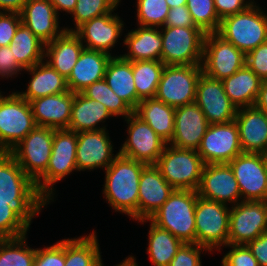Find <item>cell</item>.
Here are the masks:
<instances>
[{
    "label": "cell",
    "instance_id": "6da1fadb",
    "mask_svg": "<svg viewBox=\"0 0 267 266\" xmlns=\"http://www.w3.org/2000/svg\"><path fill=\"white\" fill-rule=\"evenodd\" d=\"M146 164L118 155L104 170L102 189L106 203L115 211L138 221L139 180Z\"/></svg>",
    "mask_w": 267,
    "mask_h": 266
},
{
    "label": "cell",
    "instance_id": "7a4b0ae2",
    "mask_svg": "<svg viewBox=\"0 0 267 266\" xmlns=\"http://www.w3.org/2000/svg\"><path fill=\"white\" fill-rule=\"evenodd\" d=\"M196 190L175 189L165 203L149 218L161 229L169 231L184 243L196 244Z\"/></svg>",
    "mask_w": 267,
    "mask_h": 266
},
{
    "label": "cell",
    "instance_id": "3957f363",
    "mask_svg": "<svg viewBox=\"0 0 267 266\" xmlns=\"http://www.w3.org/2000/svg\"><path fill=\"white\" fill-rule=\"evenodd\" d=\"M259 5L223 18L217 32L245 55L267 42V12Z\"/></svg>",
    "mask_w": 267,
    "mask_h": 266
},
{
    "label": "cell",
    "instance_id": "277c9868",
    "mask_svg": "<svg viewBox=\"0 0 267 266\" xmlns=\"http://www.w3.org/2000/svg\"><path fill=\"white\" fill-rule=\"evenodd\" d=\"M76 148V132L54 129L52 152L46 172L35 182L38 192L49 203L56 198L55 184L77 171Z\"/></svg>",
    "mask_w": 267,
    "mask_h": 266
},
{
    "label": "cell",
    "instance_id": "5b68a950",
    "mask_svg": "<svg viewBox=\"0 0 267 266\" xmlns=\"http://www.w3.org/2000/svg\"><path fill=\"white\" fill-rule=\"evenodd\" d=\"M155 166L174 189L197 190L205 163L197 150L167 144Z\"/></svg>",
    "mask_w": 267,
    "mask_h": 266
},
{
    "label": "cell",
    "instance_id": "8992f818",
    "mask_svg": "<svg viewBox=\"0 0 267 266\" xmlns=\"http://www.w3.org/2000/svg\"><path fill=\"white\" fill-rule=\"evenodd\" d=\"M0 94V152H10L37 127L30 103L15 90Z\"/></svg>",
    "mask_w": 267,
    "mask_h": 266
},
{
    "label": "cell",
    "instance_id": "52a82bcc",
    "mask_svg": "<svg viewBox=\"0 0 267 266\" xmlns=\"http://www.w3.org/2000/svg\"><path fill=\"white\" fill-rule=\"evenodd\" d=\"M165 65H201L205 33L198 27H160Z\"/></svg>",
    "mask_w": 267,
    "mask_h": 266
},
{
    "label": "cell",
    "instance_id": "ba28073f",
    "mask_svg": "<svg viewBox=\"0 0 267 266\" xmlns=\"http://www.w3.org/2000/svg\"><path fill=\"white\" fill-rule=\"evenodd\" d=\"M231 207L219 202L197 198L195 208L196 244L210 252L228 245Z\"/></svg>",
    "mask_w": 267,
    "mask_h": 266
},
{
    "label": "cell",
    "instance_id": "9c48e42d",
    "mask_svg": "<svg viewBox=\"0 0 267 266\" xmlns=\"http://www.w3.org/2000/svg\"><path fill=\"white\" fill-rule=\"evenodd\" d=\"M201 65H165L155 98L178 108L194 103Z\"/></svg>",
    "mask_w": 267,
    "mask_h": 266
},
{
    "label": "cell",
    "instance_id": "30bf717a",
    "mask_svg": "<svg viewBox=\"0 0 267 266\" xmlns=\"http://www.w3.org/2000/svg\"><path fill=\"white\" fill-rule=\"evenodd\" d=\"M53 137L54 129L37 126L9 152L34 183L46 172Z\"/></svg>",
    "mask_w": 267,
    "mask_h": 266
},
{
    "label": "cell",
    "instance_id": "8fae6325",
    "mask_svg": "<svg viewBox=\"0 0 267 266\" xmlns=\"http://www.w3.org/2000/svg\"><path fill=\"white\" fill-rule=\"evenodd\" d=\"M124 120L128 124L127 138L118 153L146 165H155L167 143L134 113Z\"/></svg>",
    "mask_w": 267,
    "mask_h": 266
},
{
    "label": "cell",
    "instance_id": "7c38bea8",
    "mask_svg": "<svg viewBox=\"0 0 267 266\" xmlns=\"http://www.w3.org/2000/svg\"><path fill=\"white\" fill-rule=\"evenodd\" d=\"M241 201H267V154L242 152L228 163Z\"/></svg>",
    "mask_w": 267,
    "mask_h": 266
},
{
    "label": "cell",
    "instance_id": "4fadbf2b",
    "mask_svg": "<svg viewBox=\"0 0 267 266\" xmlns=\"http://www.w3.org/2000/svg\"><path fill=\"white\" fill-rule=\"evenodd\" d=\"M246 55L217 33L204 38L202 72L214 79L224 80L245 65Z\"/></svg>",
    "mask_w": 267,
    "mask_h": 266
},
{
    "label": "cell",
    "instance_id": "5bb4252c",
    "mask_svg": "<svg viewBox=\"0 0 267 266\" xmlns=\"http://www.w3.org/2000/svg\"><path fill=\"white\" fill-rule=\"evenodd\" d=\"M267 231V201H241L231 207L228 244L246 245Z\"/></svg>",
    "mask_w": 267,
    "mask_h": 266
},
{
    "label": "cell",
    "instance_id": "9a60e30c",
    "mask_svg": "<svg viewBox=\"0 0 267 266\" xmlns=\"http://www.w3.org/2000/svg\"><path fill=\"white\" fill-rule=\"evenodd\" d=\"M205 164L229 163L243 152L235 120L209 124L197 149Z\"/></svg>",
    "mask_w": 267,
    "mask_h": 266
},
{
    "label": "cell",
    "instance_id": "2e32d148",
    "mask_svg": "<svg viewBox=\"0 0 267 266\" xmlns=\"http://www.w3.org/2000/svg\"><path fill=\"white\" fill-rule=\"evenodd\" d=\"M114 144L107 129L77 133V172L105 170L119 155L114 154Z\"/></svg>",
    "mask_w": 267,
    "mask_h": 266
},
{
    "label": "cell",
    "instance_id": "e0dca14e",
    "mask_svg": "<svg viewBox=\"0 0 267 266\" xmlns=\"http://www.w3.org/2000/svg\"><path fill=\"white\" fill-rule=\"evenodd\" d=\"M195 103L209 124L231 122L235 120L238 110L225 93L222 81L211 78L203 72L199 76Z\"/></svg>",
    "mask_w": 267,
    "mask_h": 266
},
{
    "label": "cell",
    "instance_id": "ac0fdd59",
    "mask_svg": "<svg viewBox=\"0 0 267 266\" xmlns=\"http://www.w3.org/2000/svg\"><path fill=\"white\" fill-rule=\"evenodd\" d=\"M198 196L225 204L230 207L241 202L238 182L228 163L205 164L200 184L196 190Z\"/></svg>",
    "mask_w": 267,
    "mask_h": 266
},
{
    "label": "cell",
    "instance_id": "d6986e66",
    "mask_svg": "<svg viewBox=\"0 0 267 266\" xmlns=\"http://www.w3.org/2000/svg\"><path fill=\"white\" fill-rule=\"evenodd\" d=\"M125 22L114 11L95 17L80 25L74 33L79 37L85 48L103 51L111 56L119 38H122ZM111 51V53H110Z\"/></svg>",
    "mask_w": 267,
    "mask_h": 266
},
{
    "label": "cell",
    "instance_id": "ffe728a7",
    "mask_svg": "<svg viewBox=\"0 0 267 266\" xmlns=\"http://www.w3.org/2000/svg\"><path fill=\"white\" fill-rule=\"evenodd\" d=\"M47 204L46 199L0 200V239L28 234L33 219Z\"/></svg>",
    "mask_w": 267,
    "mask_h": 266
},
{
    "label": "cell",
    "instance_id": "44dd1931",
    "mask_svg": "<svg viewBox=\"0 0 267 266\" xmlns=\"http://www.w3.org/2000/svg\"><path fill=\"white\" fill-rule=\"evenodd\" d=\"M208 127L204 113L195 102L175 108L174 134L168 144L197 150Z\"/></svg>",
    "mask_w": 267,
    "mask_h": 266
},
{
    "label": "cell",
    "instance_id": "7402d4cb",
    "mask_svg": "<svg viewBox=\"0 0 267 266\" xmlns=\"http://www.w3.org/2000/svg\"><path fill=\"white\" fill-rule=\"evenodd\" d=\"M45 199L9 152L0 153V200Z\"/></svg>",
    "mask_w": 267,
    "mask_h": 266
},
{
    "label": "cell",
    "instance_id": "603a6c76",
    "mask_svg": "<svg viewBox=\"0 0 267 266\" xmlns=\"http://www.w3.org/2000/svg\"><path fill=\"white\" fill-rule=\"evenodd\" d=\"M174 190L155 165H146L139 180L138 221L149 219Z\"/></svg>",
    "mask_w": 267,
    "mask_h": 266
},
{
    "label": "cell",
    "instance_id": "cb8c5ba5",
    "mask_svg": "<svg viewBox=\"0 0 267 266\" xmlns=\"http://www.w3.org/2000/svg\"><path fill=\"white\" fill-rule=\"evenodd\" d=\"M20 16L22 23L45 44L65 31L63 26L60 27V16L49 0H28Z\"/></svg>",
    "mask_w": 267,
    "mask_h": 266
},
{
    "label": "cell",
    "instance_id": "d4e9b609",
    "mask_svg": "<svg viewBox=\"0 0 267 266\" xmlns=\"http://www.w3.org/2000/svg\"><path fill=\"white\" fill-rule=\"evenodd\" d=\"M235 122L243 152L267 154V114L255 106L243 107Z\"/></svg>",
    "mask_w": 267,
    "mask_h": 266
},
{
    "label": "cell",
    "instance_id": "484cf974",
    "mask_svg": "<svg viewBox=\"0 0 267 266\" xmlns=\"http://www.w3.org/2000/svg\"><path fill=\"white\" fill-rule=\"evenodd\" d=\"M74 93L67 91L31 100L32 113L38 127L68 129Z\"/></svg>",
    "mask_w": 267,
    "mask_h": 266
},
{
    "label": "cell",
    "instance_id": "4316f807",
    "mask_svg": "<svg viewBox=\"0 0 267 266\" xmlns=\"http://www.w3.org/2000/svg\"><path fill=\"white\" fill-rule=\"evenodd\" d=\"M111 57L106 52L84 48L67 78L69 91L81 93L92 83L104 79Z\"/></svg>",
    "mask_w": 267,
    "mask_h": 266
},
{
    "label": "cell",
    "instance_id": "83f0119b",
    "mask_svg": "<svg viewBox=\"0 0 267 266\" xmlns=\"http://www.w3.org/2000/svg\"><path fill=\"white\" fill-rule=\"evenodd\" d=\"M125 54H120L128 61H161L162 36L158 27L138 26L124 34Z\"/></svg>",
    "mask_w": 267,
    "mask_h": 266
},
{
    "label": "cell",
    "instance_id": "f1b7e54d",
    "mask_svg": "<svg viewBox=\"0 0 267 266\" xmlns=\"http://www.w3.org/2000/svg\"><path fill=\"white\" fill-rule=\"evenodd\" d=\"M84 48L74 32L64 31L45 44L44 61L67 79Z\"/></svg>",
    "mask_w": 267,
    "mask_h": 266
},
{
    "label": "cell",
    "instance_id": "f546056e",
    "mask_svg": "<svg viewBox=\"0 0 267 266\" xmlns=\"http://www.w3.org/2000/svg\"><path fill=\"white\" fill-rule=\"evenodd\" d=\"M30 75L29 83L25 91H16L28 102L39 97L55 95L69 91L67 79L60 75L46 61L25 69L24 73Z\"/></svg>",
    "mask_w": 267,
    "mask_h": 266
},
{
    "label": "cell",
    "instance_id": "4dcf8cb0",
    "mask_svg": "<svg viewBox=\"0 0 267 266\" xmlns=\"http://www.w3.org/2000/svg\"><path fill=\"white\" fill-rule=\"evenodd\" d=\"M110 117L113 116L101 102L87 98L82 92L74 93L68 130L79 133L107 129L103 123Z\"/></svg>",
    "mask_w": 267,
    "mask_h": 266
},
{
    "label": "cell",
    "instance_id": "1f68e13d",
    "mask_svg": "<svg viewBox=\"0 0 267 266\" xmlns=\"http://www.w3.org/2000/svg\"><path fill=\"white\" fill-rule=\"evenodd\" d=\"M133 113L146 122L167 144L174 134L175 108L156 98L141 100Z\"/></svg>",
    "mask_w": 267,
    "mask_h": 266
},
{
    "label": "cell",
    "instance_id": "d6a6232c",
    "mask_svg": "<svg viewBox=\"0 0 267 266\" xmlns=\"http://www.w3.org/2000/svg\"><path fill=\"white\" fill-rule=\"evenodd\" d=\"M262 81L245 64L233 75L222 80V83L225 93L237 109H239L254 106Z\"/></svg>",
    "mask_w": 267,
    "mask_h": 266
},
{
    "label": "cell",
    "instance_id": "836d02e7",
    "mask_svg": "<svg viewBox=\"0 0 267 266\" xmlns=\"http://www.w3.org/2000/svg\"><path fill=\"white\" fill-rule=\"evenodd\" d=\"M104 80L133 110L137 107L132 61L125 60L121 56H112L106 66Z\"/></svg>",
    "mask_w": 267,
    "mask_h": 266
},
{
    "label": "cell",
    "instance_id": "e575fe53",
    "mask_svg": "<svg viewBox=\"0 0 267 266\" xmlns=\"http://www.w3.org/2000/svg\"><path fill=\"white\" fill-rule=\"evenodd\" d=\"M142 225L149 222L148 247L146 248L153 266H168L179 248L184 244L169 231L153 224L149 219L137 221Z\"/></svg>",
    "mask_w": 267,
    "mask_h": 266
},
{
    "label": "cell",
    "instance_id": "d590c367",
    "mask_svg": "<svg viewBox=\"0 0 267 266\" xmlns=\"http://www.w3.org/2000/svg\"><path fill=\"white\" fill-rule=\"evenodd\" d=\"M96 230L88 235L65 239L64 266H100L103 262Z\"/></svg>",
    "mask_w": 267,
    "mask_h": 266
},
{
    "label": "cell",
    "instance_id": "8d00e7d4",
    "mask_svg": "<svg viewBox=\"0 0 267 266\" xmlns=\"http://www.w3.org/2000/svg\"><path fill=\"white\" fill-rule=\"evenodd\" d=\"M9 47L16 57L17 63L24 70L45 59V43L23 23L16 30Z\"/></svg>",
    "mask_w": 267,
    "mask_h": 266
},
{
    "label": "cell",
    "instance_id": "74e56055",
    "mask_svg": "<svg viewBox=\"0 0 267 266\" xmlns=\"http://www.w3.org/2000/svg\"><path fill=\"white\" fill-rule=\"evenodd\" d=\"M164 66L162 61H132L137 105L143 99L155 98Z\"/></svg>",
    "mask_w": 267,
    "mask_h": 266
},
{
    "label": "cell",
    "instance_id": "f35d334b",
    "mask_svg": "<svg viewBox=\"0 0 267 266\" xmlns=\"http://www.w3.org/2000/svg\"><path fill=\"white\" fill-rule=\"evenodd\" d=\"M36 248L27 242V234L0 239V266H34Z\"/></svg>",
    "mask_w": 267,
    "mask_h": 266
},
{
    "label": "cell",
    "instance_id": "ab89813d",
    "mask_svg": "<svg viewBox=\"0 0 267 266\" xmlns=\"http://www.w3.org/2000/svg\"><path fill=\"white\" fill-rule=\"evenodd\" d=\"M82 93L87 98L101 102L113 117L125 119L133 113V109L113 92L104 79L92 83Z\"/></svg>",
    "mask_w": 267,
    "mask_h": 266
},
{
    "label": "cell",
    "instance_id": "60d3db41",
    "mask_svg": "<svg viewBox=\"0 0 267 266\" xmlns=\"http://www.w3.org/2000/svg\"><path fill=\"white\" fill-rule=\"evenodd\" d=\"M120 2L121 0H77L75 9L70 14L73 17L74 28L67 25L66 27L64 26L65 31L74 32L83 23L103 14L116 11L118 6L121 5Z\"/></svg>",
    "mask_w": 267,
    "mask_h": 266
},
{
    "label": "cell",
    "instance_id": "b9f144b4",
    "mask_svg": "<svg viewBox=\"0 0 267 266\" xmlns=\"http://www.w3.org/2000/svg\"><path fill=\"white\" fill-rule=\"evenodd\" d=\"M186 6L196 27L205 34L218 32L221 20L216 13L214 0H187Z\"/></svg>",
    "mask_w": 267,
    "mask_h": 266
},
{
    "label": "cell",
    "instance_id": "7bdbcfd3",
    "mask_svg": "<svg viewBox=\"0 0 267 266\" xmlns=\"http://www.w3.org/2000/svg\"><path fill=\"white\" fill-rule=\"evenodd\" d=\"M136 25L163 27L170 7L166 0H136Z\"/></svg>",
    "mask_w": 267,
    "mask_h": 266
},
{
    "label": "cell",
    "instance_id": "ee69618b",
    "mask_svg": "<svg viewBox=\"0 0 267 266\" xmlns=\"http://www.w3.org/2000/svg\"><path fill=\"white\" fill-rule=\"evenodd\" d=\"M65 238L53 245L36 248L34 266H64Z\"/></svg>",
    "mask_w": 267,
    "mask_h": 266
},
{
    "label": "cell",
    "instance_id": "f6af8a7d",
    "mask_svg": "<svg viewBox=\"0 0 267 266\" xmlns=\"http://www.w3.org/2000/svg\"><path fill=\"white\" fill-rule=\"evenodd\" d=\"M209 252L206 247L195 243H184L168 266H202V253Z\"/></svg>",
    "mask_w": 267,
    "mask_h": 266
},
{
    "label": "cell",
    "instance_id": "bcb514c9",
    "mask_svg": "<svg viewBox=\"0 0 267 266\" xmlns=\"http://www.w3.org/2000/svg\"><path fill=\"white\" fill-rule=\"evenodd\" d=\"M227 247L230 250L222 257L221 266H259L257 259L246 245L224 246Z\"/></svg>",
    "mask_w": 267,
    "mask_h": 266
},
{
    "label": "cell",
    "instance_id": "7dc6e473",
    "mask_svg": "<svg viewBox=\"0 0 267 266\" xmlns=\"http://www.w3.org/2000/svg\"><path fill=\"white\" fill-rule=\"evenodd\" d=\"M245 64L263 81L267 80V42L246 54Z\"/></svg>",
    "mask_w": 267,
    "mask_h": 266
},
{
    "label": "cell",
    "instance_id": "c3c4849f",
    "mask_svg": "<svg viewBox=\"0 0 267 266\" xmlns=\"http://www.w3.org/2000/svg\"><path fill=\"white\" fill-rule=\"evenodd\" d=\"M21 23L20 13L0 12V47L9 46Z\"/></svg>",
    "mask_w": 267,
    "mask_h": 266
},
{
    "label": "cell",
    "instance_id": "681fc988",
    "mask_svg": "<svg viewBox=\"0 0 267 266\" xmlns=\"http://www.w3.org/2000/svg\"><path fill=\"white\" fill-rule=\"evenodd\" d=\"M24 69L17 63L9 46L0 47V77L9 79L17 77ZM0 78V80H1Z\"/></svg>",
    "mask_w": 267,
    "mask_h": 266
},
{
    "label": "cell",
    "instance_id": "f907efd6",
    "mask_svg": "<svg viewBox=\"0 0 267 266\" xmlns=\"http://www.w3.org/2000/svg\"><path fill=\"white\" fill-rule=\"evenodd\" d=\"M164 26L196 27L186 5L171 8L168 12Z\"/></svg>",
    "mask_w": 267,
    "mask_h": 266
},
{
    "label": "cell",
    "instance_id": "816d5d0a",
    "mask_svg": "<svg viewBox=\"0 0 267 266\" xmlns=\"http://www.w3.org/2000/svg\"><path fill=\"white\" fill-rule=\"evenodd\" d=\"M214 4L220 20L242 12L250 6L246 0H214Z\"/></svg>",
    "mask_w": 267,
    "mask_h": 266
},
{
    "label": "cell",
    "instance_id": "f5cc1de1",
    "mask_svg": "<svg viewBox=\"0 0 267 266\" xmlns=\"http://www.w3.org/2000/svg\"><path fill=\"white\" fill-rule=\"evenodd\" d=\"M259 266H267V231L246 244Z\"/></svg>",
    "mask_w": 267,
    "mask_h": 266
},
{
    "label": "cell",
    "instance_id": "db71d44e",
    "mask_svg": "<svg viewBox=\"0 0 267 266\" xmlns=\"http://www.w3.org/2000/svg\"><path fill=\"white\" fill-rule=\"evenodd\" d=\"M28 0H0V12L20 13Z\"/></svg>",
    "mask_w": 267,
    "mask_h": 266
},
{
    "label": "cell",
    "instance_id": "11a10c76",
    "mask_svg": "<svg viewBox=\"0 0 267 266\" xmlns=\"http://www.w3.org/2000/svg\"><path fill=\"white\" fill-rule=\"evenodd\" d=\"M52 5L54 6L57 14L60 16V12L65 14H71L72 11L75 9L77 0H49ZM60 11V12H59Z\"/></svg>",
    "mask_w": 267,
    "mask_h": 266
},
{
    "label": "cell",
    "instance_id": "9f6ffc18",
    "mask_svg": "<svg viewBox=\"0 0 267 266\" xmlns=\"http://www.w3.org/2000/svg\"><path fill=\"white\" fill-rule=\"evenodd\" d=\"M254 106L267 114V80L262 81Z\"/></svg>",
    "mask_w": 267,
    "mask_h": 266
},
{
    "label": "cell",
    "instance_id": "6f0895ef",
    "mask_svg": "<svg viewBox=\"0 0 267 266\" xmlns=\"http://www.w3.org/2000/svg\"><path fill=\"white\" fill-rule=\"evenodd\" d=\"M100 266H104V263L102 262ZM116 266H138V263L134 255H129L124 260H122V262L120 261Z\"/></svg>",
    "mask_w": 267,
    "mask_h": 266
},
{
    "label": "cell",
    "instance_id": "680465c9",
    "mask_svg": "<svg viewBox=\"0 0 267 266\" xmlns=\"http://www.w3.org/2000/svg\"><path fill=\"white\" fill-rule=\"evenodd\" d=\"M167 5L171 8L184 6L187 4V0H166Z\"/></svg>",
    "mask_w": 267,
    "mask_h": 266
},
{
    "label": "cell",
    "instance_id": "91938a15",
    "mask_svg": "<svg viewBox=\"0 0 267 266\" xmlns=\"http://www.w3.org/2000/svg\"><path fill=\"white\" fill-rule=\"evenodd\" d=\"M250 5H257L255 0H246Z\"/></svg>",
    "mask_w": 267,
    "mask_h": 266
}]
</instances>
